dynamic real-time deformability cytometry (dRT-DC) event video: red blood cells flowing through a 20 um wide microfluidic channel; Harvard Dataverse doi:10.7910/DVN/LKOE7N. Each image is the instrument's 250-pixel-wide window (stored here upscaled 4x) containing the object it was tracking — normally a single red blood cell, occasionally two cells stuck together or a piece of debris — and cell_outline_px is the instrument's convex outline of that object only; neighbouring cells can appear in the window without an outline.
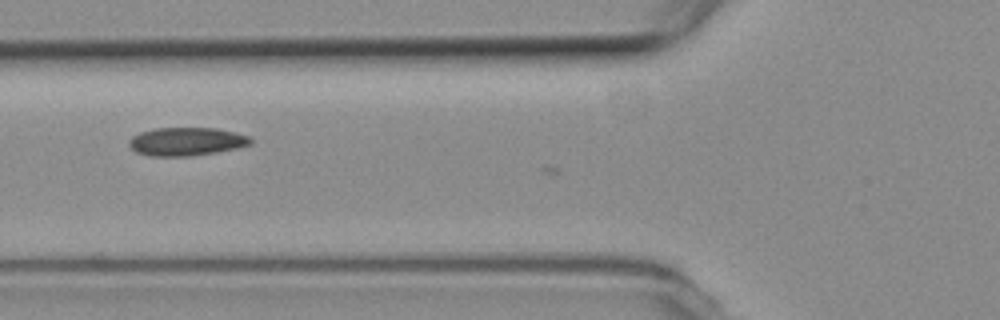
{"species": "common noctule bat (a hibernating species)", "species_latin": "Nyctalus noctula", "temperature_condition": "room temperature", "stored_images_in_passage": 4, "camera_frame_rate_fps": 3000, "um_per_image_px": 0.085, "animal": {"sex": "female", "body_mass_g": 19.3, "forearm_length_mm": 54.1}, "frame": {"image": 1, "passage_image": 2, "time_ms": 0.333, "image_size_px": [1000, 320], "cell_outline_px": [[252, 144], [236, 148], [216, 152], [188, 156], [152, 156], [136, 152], [128, 144], [128, 140], [132, 136], [140, 132], [156, 128], [216, 128], [236, 132], [252, 136]], "centroid_in_image_um": [15.87, 12.02], "position_along_channel_um": 109.9, "area_um2": 20.11}}